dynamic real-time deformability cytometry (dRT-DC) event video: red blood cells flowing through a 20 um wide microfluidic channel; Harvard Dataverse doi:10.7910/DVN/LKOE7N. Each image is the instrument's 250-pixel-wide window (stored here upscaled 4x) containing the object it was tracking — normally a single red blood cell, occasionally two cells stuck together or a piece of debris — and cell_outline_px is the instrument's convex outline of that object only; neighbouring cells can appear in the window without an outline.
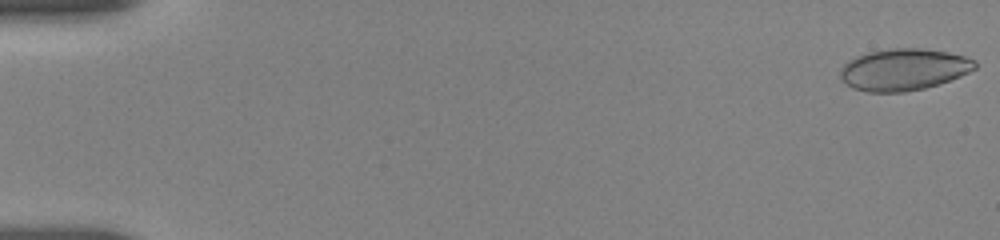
{"species": "human", "species_latin": "Homo sapiens", "temperature_condition": "room temperature", "stored_images_in_passage": 55, "camera_frame_rate_fps": 3000, "um_per_image_px": 0.085, "donor": {"sex": "female"}, "frame": {"image": 1, "passage_image": 1, "time_ms": 0.0, "image_size_px": [1000, 240], "cell_outline_px": [[976, 68], [960, 76], [924, 88], [904, 92], [868, 92], [852, 88], [840, 80], [840, 68], [848, 60], [856, 56], [868, 52], [888, 48], [920, 48], [948, 52], [964, 56], [976, 60]], "centroid_in_image_um": [76.77, 5.9], "position_along_channel_um": 8.2, "area_um2": 32.83}}
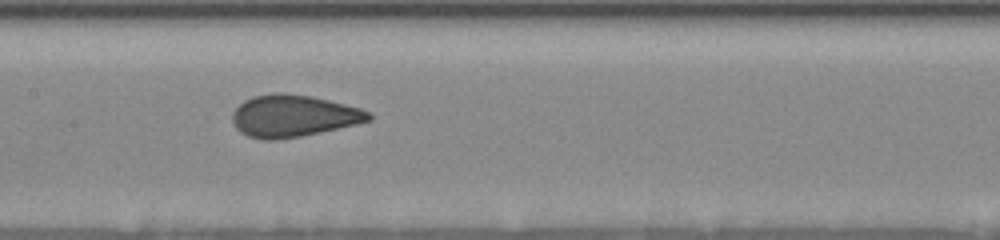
{"frame": {"image": 2, "passage_image": 28, "time_ms": 9.0, "image_size_px": [1000, 240], "cell_outline_px": [[372, 120], [356, 124], [320, 132], [300, 136], [276, 140], [264, 140], [248, 136], [240, 132], [236, 128], [232, 120], [232, 112], [244, 100], [252, 96], [276, 92], [280, 92], [312, 96], [360, 108], [368, 112], [372, 116]], "centroid_in_image_um": [24.9, 9.85], "position_along_channel_um": 182.5, "area_um2": 33.29}}
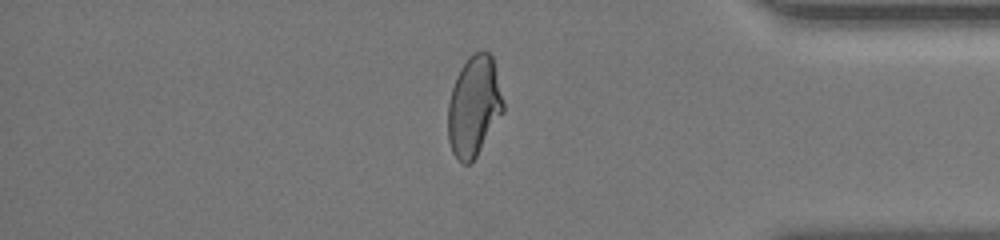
{"frame": {"image": 3, "passage_image": 47, "time_ms": 15.333, "image_size_px": [1000, 240], "cell_outline_px": [[504, 112], [476, 156], [468, 164], [464, 164], [452, 152], [448, 140], [448, 104], [452, 88], [456, 76], [460, 68], [468, 56], [476, 52], [488, 52], [492, 56], [504, 104]], "centroid_in_image_um": [40.28, 9.02], "position_along_channel_um": 394.9, "area_um2": 32.08}, "authors_computed_cell_mechanics": {"area_um2": 32.7726, "velocity_mm_per_s": 3.6853, "shape_relaxation_time_tau1_ms": 6.7785, "shape_relaxation_time_tau2_ms": null, "deformation_change_tau1": 0.1683, "deformation_change_tau2": null}}